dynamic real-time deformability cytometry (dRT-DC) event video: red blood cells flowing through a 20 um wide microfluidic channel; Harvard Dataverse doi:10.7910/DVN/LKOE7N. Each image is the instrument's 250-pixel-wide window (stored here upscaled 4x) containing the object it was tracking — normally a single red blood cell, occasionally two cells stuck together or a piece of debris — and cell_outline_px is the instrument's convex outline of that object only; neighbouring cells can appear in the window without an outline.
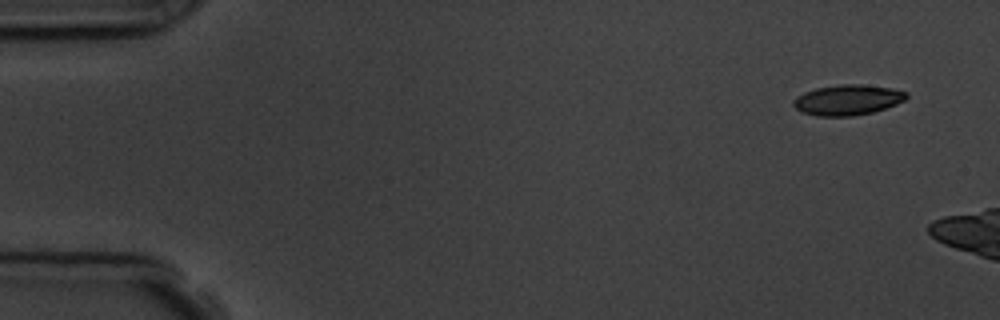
{"species": "common noctule bat (a hibernating species)", "species_latin": "Nyctalus noctula", "temperature_condition": "room temperature", "stored_images_in_passage": 3, "camera_frame_rate_fps": 3000, "um_per_image_px": 0.085, "animal": {"sex": "male", "body_mass_g": 19.5, "forearm_length_mm": 54.6}, "frame": {"image": 1, "passage_image": 1, "time_ms": 0.0, "image_size_px": [1000, 320], "cell_outline_px": [[908, 96], [904, 100], [896, 104], [872, 112], [852, 116], [816, 116], [804, 112], [796, 108], [792, 104], [792, 100], [796, 96], [804, 92], [816, 88], [840, 84], [860, 84], [892, 88], [908, 92]], "centroid_in_image_um": [72.03, 8.48], "position_along_channel_um": 13.0, "area_um2": 20.0}}